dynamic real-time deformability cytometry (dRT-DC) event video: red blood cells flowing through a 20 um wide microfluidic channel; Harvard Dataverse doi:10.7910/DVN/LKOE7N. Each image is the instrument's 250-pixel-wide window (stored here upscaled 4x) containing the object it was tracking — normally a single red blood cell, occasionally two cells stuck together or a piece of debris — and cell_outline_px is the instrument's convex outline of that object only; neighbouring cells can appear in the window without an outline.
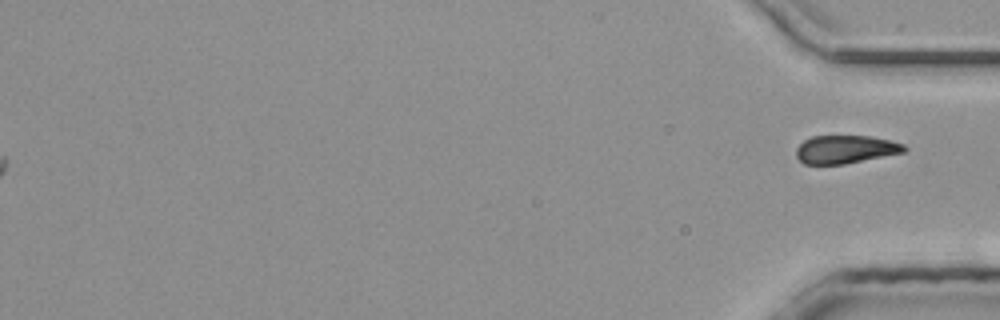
{"species": "common noctule bat (a hibernating species)", "species_latin": "Nyctalus noctula", "temperature_condition": "room temperature", "stored_images_in_passage": 32, "segment_of_instrument_passage": [2, 2], "camera_frame_rate_fps": 3000, "um_per_image_px": 0.085, "animal": {"sex": "male", "body_mass_g": 20.4}, "frame": {"image": 1, "passage_image": 32, "time_ms": 10.333, "image_size_px": [1000, 320], "cell_outline_px": [[908, 148], [904, 152], [844, 164], [804, 164], [796, 156], [796, 148], [804, 140], [812, 136], [872, 136], [892, 140], [904, 144]], "centroid_in_image_um": [71.88, 12.68], "position_along_channel_um": 363.3, "area_um2": 17.74}}